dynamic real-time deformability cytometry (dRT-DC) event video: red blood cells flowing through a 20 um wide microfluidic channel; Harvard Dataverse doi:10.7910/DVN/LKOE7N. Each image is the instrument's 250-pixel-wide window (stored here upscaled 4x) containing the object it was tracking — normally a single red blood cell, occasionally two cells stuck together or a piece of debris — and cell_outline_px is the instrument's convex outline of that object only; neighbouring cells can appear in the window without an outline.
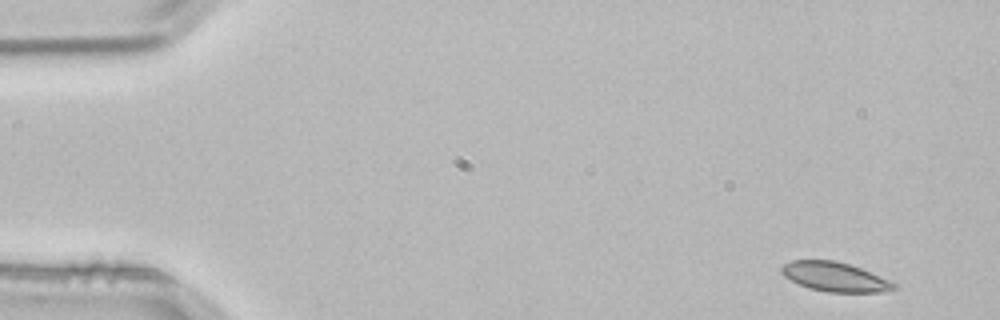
{"species": "common noctule bat (a hibernating species)", "species_latin": "Nyctalus noctula", "temperature_condition": "room temperature", "stored_images_in_passage": 3, "camera_frame_rate_fps": 3000, "um_per_image_px": 0.085, "animal": {"sex": "male", "body_mass_g": 21.5, "forearm_length_mm": 52.0}, "frame": {"image": 1, "passage_image": 1, "time_ms": 0.0, "image_size_px": [1000, 320], "cell_outline_px": [[900, 288], [884, 292], [828, 292], [808, 288], [784, 276], [780, 272], [780, 268], [784, 264], [792, 260], [832, 260], [848, 264], [860, 268], [900, 284]], "centroid_in_image_um": [71.02, 23.54], "position_along_channel_um": 14.0, "area_um2": 19.31}}